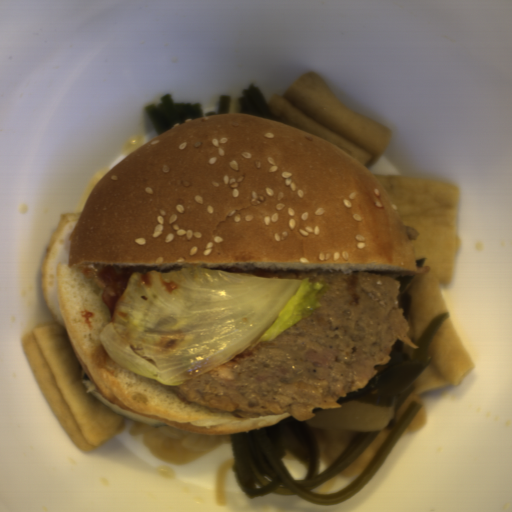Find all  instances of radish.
<instances>
[{"label":"radish","mask_w":512,"mask_h":512,"mask_svg":"<svg viewBox=\"0 0 512 512\" xmlns=\"http://www.w3.org/2000/svg\"><path fill=\"white\" fill-rule=\"evenodd\" d=\"M342 406L333 409L313 408L315 415L303 420L306 425L316 428L345 432H378L386 427L392 411L362 401L338 403Z\"/></svg>","instance_id":"1f323893"}]
</instances>
